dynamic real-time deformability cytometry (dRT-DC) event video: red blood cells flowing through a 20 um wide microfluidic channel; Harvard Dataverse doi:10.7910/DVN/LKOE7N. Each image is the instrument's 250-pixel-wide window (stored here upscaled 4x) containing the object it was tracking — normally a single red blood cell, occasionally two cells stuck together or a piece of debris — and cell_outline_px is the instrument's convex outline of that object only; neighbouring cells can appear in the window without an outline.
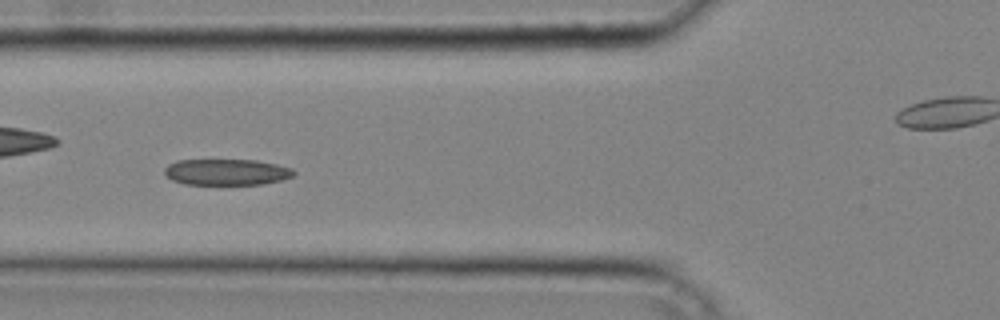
{"species": "common noctule bat (a hibernating species)", "species_latin": "Nyctalus noctula", "temperature_condition": "cold", "stored_images_in_passage": 38, "camera_frame_rate_fps": 3000, "um_per_image_px": 0.085, "animal": {"sex": "male", "body_mass_g": 20.4}, "frame": {"image": 1, "passage_image": 17, "time_ms": 5.333, "image_size_px": [1000, 320], "cell_outline_px": [[296, 172], [292, 176], [280, 180], [264, 184], [184, 184], [172, 180], [164, 172], [164, 168], [168, 164], [176, 160], [256, 160], [276, 164], [292, 168]], "centroid_in_image_um": [19.25, 14.62], "position_along_channel_um": 106.6, "area_um2": 19.65}}
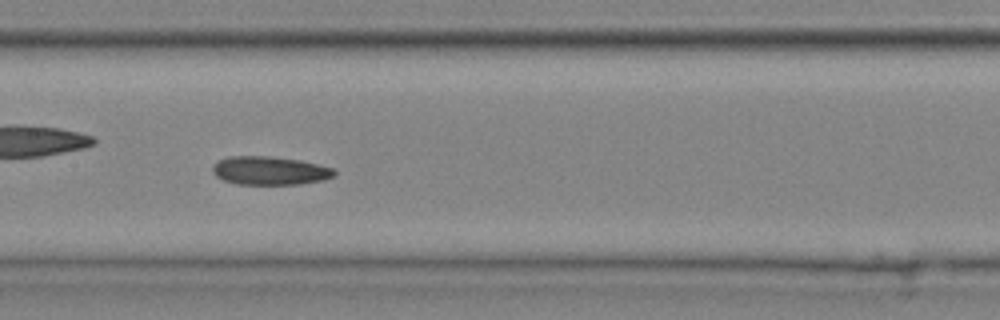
{"frame": {"image": 2, "passage_image": 22, "time_ms": 7.0, "image_size_px": [1000, 320], "cell_outline_px": [[336, 176], [324, 180], [300, 184], [236, 184], [224, 180], [216, 176], [212, 172], [212, 168], [220, 160], [228, 156], [268, 156], [300, 160], [336, 168]], "centroid_in_image_um": [22.99, 14.51], "position_along_channel_um": 184.4, "area_um2": 20.29}}
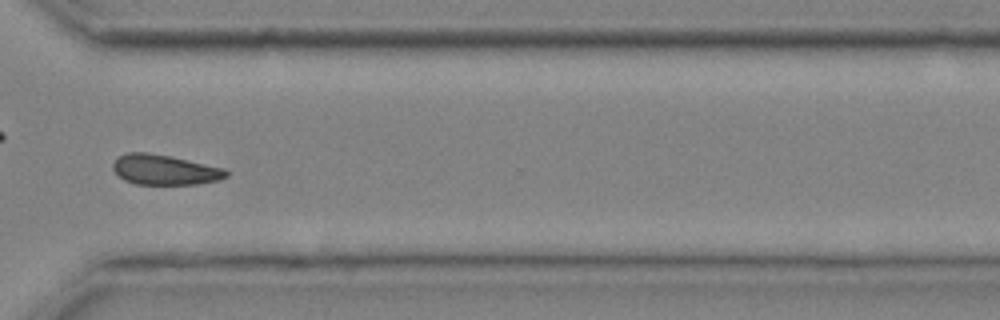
{"frame": {"image": 3, "passage_image": 33, "time_ms": 10.667, "image_size_px": [1000, 320], "cell_outline_px": [[228, 176], [220, 180], [196, 184], [136, 184], [124, 180], [112, 168], [112, 164], [120, 156], [128, 152], [148, 152], [172, 156], [224, 168], [228, 172]], "centroid_in_image_um": [14.02, 14.42], "position_along_channel_um": 356.6, "area_um2": 19.88}}